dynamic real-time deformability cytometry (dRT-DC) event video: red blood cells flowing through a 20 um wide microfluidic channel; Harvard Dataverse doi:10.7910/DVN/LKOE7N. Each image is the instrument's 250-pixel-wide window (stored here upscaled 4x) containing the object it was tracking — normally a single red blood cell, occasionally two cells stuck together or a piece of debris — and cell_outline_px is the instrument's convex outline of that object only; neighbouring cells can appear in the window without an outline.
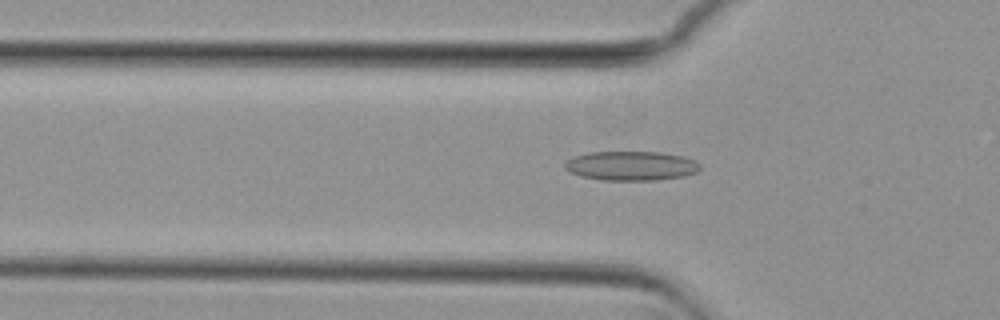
{"species": "common noctule bat (a hibernating species)", "species_latin": "Nyctalus noctula", "temperature_condition": "cold", "stored_images_in_passage": 49, "camera_frame_rate_fps": 3000, "um_per_image_px": 0.085, "animal": {"sex": "female", "body_mass_g": 29.2, "forearm_length_mm": 56.3}, "frame": {"image": 1, "passage_image": 18, "time_ms": 5.667, "image_size_px": [1000, 320], "cell_outline_px": [[700, 168], [696, 172], [684, 176], [656, 180], [600, 180], [580, 176], [564, 168], [564, 164], [568, 160], [576, 156], [588, 152], [660, 152], [684, 156], [696, 160], [700, 164]], "centroid_in_image_um": [53.67, 14.09], "position_along_channel_um": 72.1, "area_um2": 23.12}}
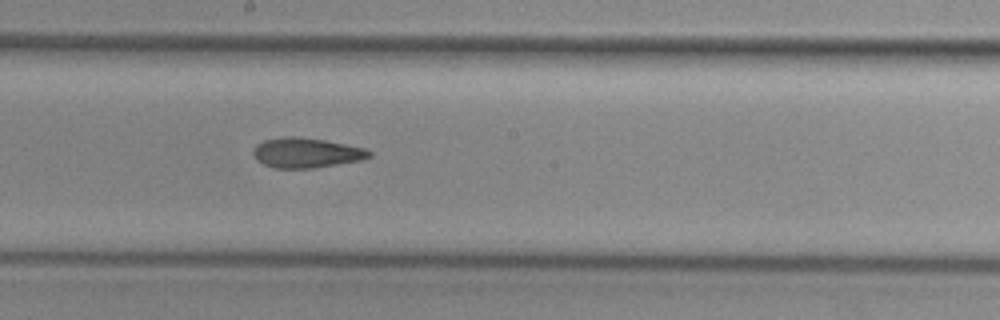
{"frame": {"image": 2, "passage_image": 30, "time_ms": 9.667, "image_size_px": [1000, 320], "cell_outline_px": [[372, 156], [360, 160], [312, 168], [272, 168], [264, 164], [252, 152], [256, 144], [264, 140], [284, 136], [300, 136], [324, 140], [364, 148], [372, 152]], "centroid_in_image_um": [26.03, 12.97], "position_along_channel_um": 222.2, "area_um2": 20.06}}
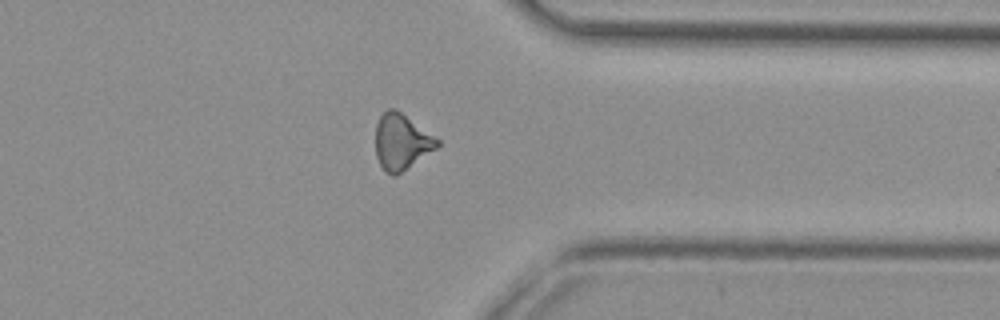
{"frame": {"image": 3, "passage_image": 43, "time_ms": 14.0, "image_size_px": [1000, 320], "cell_outline_px": [[440, 144], [436, 148], [396, 176], [392, 176], [384, 172], [376, 156], [376, 124], [380, 116], [388, 108], [396, 108], [440, 140]], "centroid_in_image_um": [34.11, 12.06], "position_along_channel_um": 377.3, "area_um2": 20.06}}